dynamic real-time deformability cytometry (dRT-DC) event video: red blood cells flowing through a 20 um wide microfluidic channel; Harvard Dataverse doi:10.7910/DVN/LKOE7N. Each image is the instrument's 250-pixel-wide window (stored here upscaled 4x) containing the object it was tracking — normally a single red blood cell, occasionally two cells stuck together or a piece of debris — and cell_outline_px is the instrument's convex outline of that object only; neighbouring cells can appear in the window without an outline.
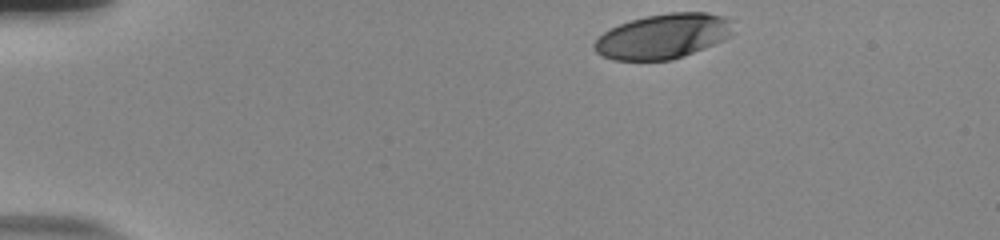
{"species": "human", "species_latin": "Homo sapiens", "temperature_condition": "room temperature", "stored_images_in_passage": 39, "camera_frame_rate_fps": 3000, "um_per_image_px": 0.085, "donor": {"sex": "male"}, "frame": {"image": 1, "passage_image": 1, "time_ms": 0.0, "image_size_px": [1000, 240], "cell_outline_px": [[732, 32], [724, 40], [684, 56], [672, 60], [612, 60], [596, 52], [592, 48], [592, 44], [604, 32], [620, 24], [632, 20], [648, 16], [668, 12], [708, 12], [724, 16], [728, 20]], "centroid_in_image_um": [56.34, 3.09], "position_along_channel_um": 28.7, "area_um2": 36.01}}
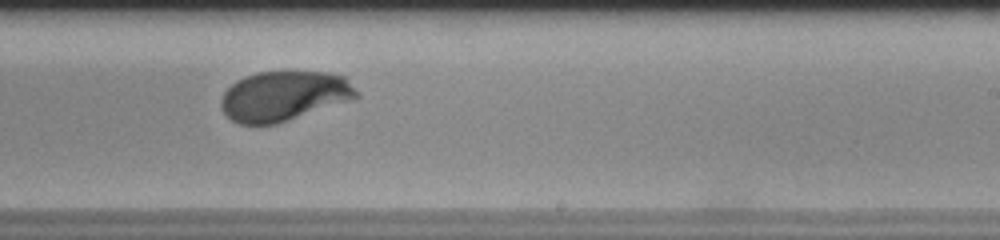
{"frame": {"image": 2, "passage_image": 27, "time_ms": 8.667, "image_size_px": [1000, 240], "cell_outline_px": [[360, 96], [276, 124], [240, 124], [232, 120], [220, 108], [220, 100], [224, 92], [236, 80], [244, 76], [256, 72], [292, 68], [328, 72], [344, 76], [360, 92]], "centroid_in_image_um": [24.13, 8.09], "position_along_channel_um": 264.9, "area_um2": 40.11}}
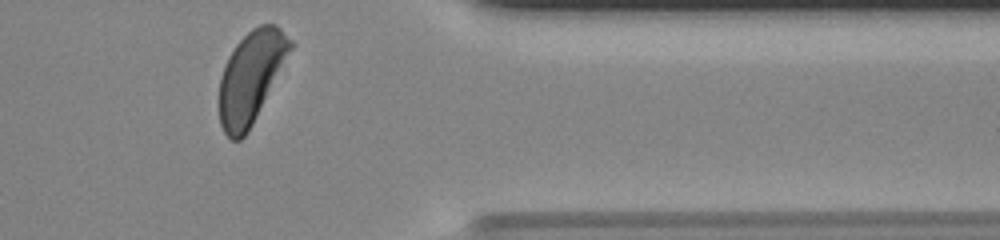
{"frame": {"image": 3, "passage_image": 38, "time_ms": 12.333, "image_size_px": [1000, 240], "cell_outline_px": [[296, 44], [248, 132], [240, 140], [232, 140], [224, 132], [220, 124], [220, 76], [224, 64], [228, 56], [236, 44], [252, 28], [260, 24], [276, 24]], "centroid_in_image_um": [21.36, 6.52], "position_along_channel_um": 390.0, "area_um2": 38.03}, "authors_computed_cell_mechanics": {"area_um2": 39.304, "velocity_mm_per_s": 3.7157, "shape_relaxation_time_tau1_ms": 2.3019, "shape_relaxation_time_tau2_ms": 0.8838, "deformation_change_tau1": 0.1641, "deformation_change_tau2": 0.0451}}